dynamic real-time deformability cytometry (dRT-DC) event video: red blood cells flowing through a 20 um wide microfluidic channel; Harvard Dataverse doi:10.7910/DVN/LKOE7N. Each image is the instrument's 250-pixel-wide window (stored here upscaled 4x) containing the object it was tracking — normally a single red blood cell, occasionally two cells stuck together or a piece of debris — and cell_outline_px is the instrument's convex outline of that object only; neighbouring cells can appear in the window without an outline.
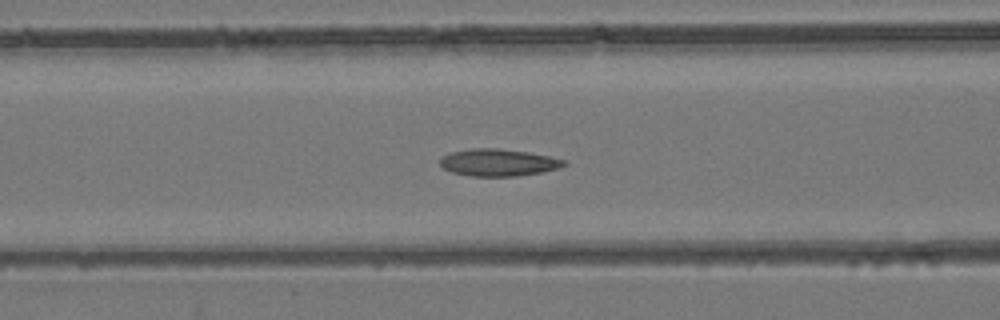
{"species": "common noctule bat (a hibernating species)", "species_latin": "Nyctalus noctula", "temperature_condition": "room temperature", "stored_images_in_passage": 52, "camera_frame_rate_fps": 3000, "um_per_image_px": 0.085, "animal": {"sex": "female", "body_mass_g": 24.6, "forearm_length_mm": 56.2}, "frame": {"image": 1, "passage_image": 21, "time_ms": 6.667, "image_size_px": [1000, 320], "cell_outline_px": [[568, 164], [560, 168], [544, 172], [520, 176], [472, 176], [452, 172], [444, 168], [440, 164], [440, 160], [444, 156], [452, 152], [472, 148], [496, 148], [528, 152], [568, 160]], "centroid_in_image_um": [42.43, 13.82], "position_along_channel_um": 124.2, "area_um2": 19.65}}
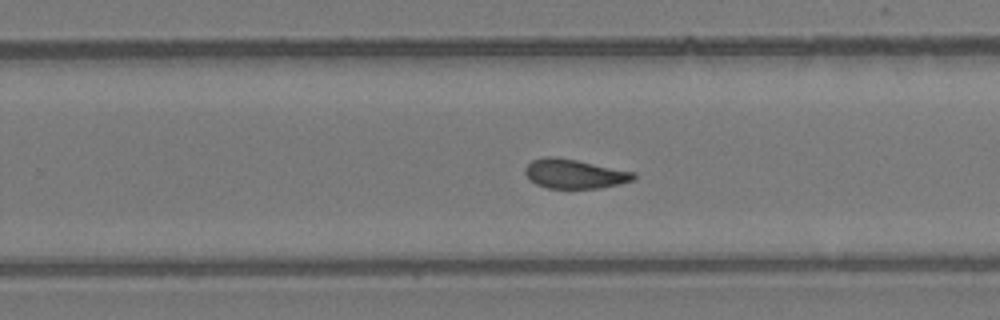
{"frame": {"image": 2, "passage_image": 33, "time_ms": 10.667, "image_size_px": [1000, 320], "cell_outline_px": [[636, 176], [632, 180], [620, 184], [600, 188], [548, 188], [536, 184], [524, 172], [524, 168], [532, 160], [548, 156], [556, 156], [636, 172]], "centroid_in_image_um": [48.84, 14.77], "position_along_channel_um": 281.0, "area_um2": 18.44}}
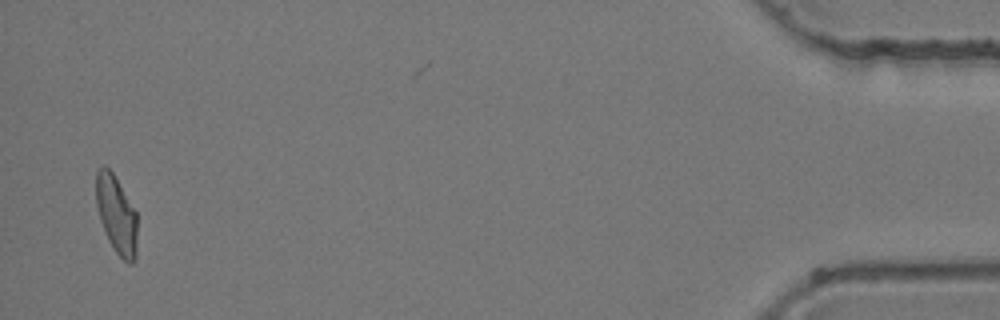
{"frame": {"image": 3, "passage_image": 51, "time_ms": 16.667, "image_size_px": [1000, 320], "cell_outline_px": [[136, 256], [132, 264], [128, 264], [116, 252], [108, 240], [100, 220], [96, 204], [96, 172], [104, 164], [112, 172], [136, 212]], "centroid_in_image_um": [9.88, 18.25], "position_along_channel_um": 425.3, "area_um2": 18.44}, "authors_computed_cell_mechanics": {"area_um2": 19.074, "velocity_mm_per_s": 3.929, "shape_relaxation_time_tau1_ms": 5.7802, "shape_relaxation_time_tau2_ms": 2.5499, "deformation_change_tau1": 0.1577, "deformation_change_tau2": 0.0948}}